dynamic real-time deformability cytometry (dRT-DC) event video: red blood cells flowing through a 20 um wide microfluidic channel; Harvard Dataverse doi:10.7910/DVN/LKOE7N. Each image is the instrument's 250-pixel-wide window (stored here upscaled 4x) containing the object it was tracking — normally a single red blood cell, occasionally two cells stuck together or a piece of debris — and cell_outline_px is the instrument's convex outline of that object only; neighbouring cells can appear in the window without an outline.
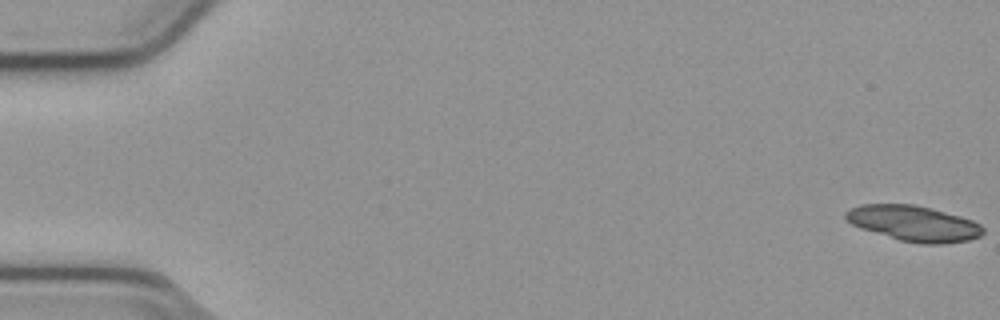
{"species": "common noctule bat (a hibernating species)", "species_latin": "Nyctalus noctula", "temperature_condition": "cold", "stored_images_in_passage": 14, "camera_frame_rate_fps": 3000, "um_per_image_px": 0.085, "animal": {"sex": "male", "body_mass_g": 23.1, "forearm_length_mm": 52.7}, "frame": {"image": 1, "passage_image": 1, "time_ms": 0.0, "image_size_px": [1000, 320], "cell_outline_px": [[984, 232], [980, 236], [968, 240], [944, 244], [920, 244], [900, 240], [860, 228], [852, 224], [844, 216], [844, 212], [860, 204], [916, 204], [960, 216], [972, 220], [980, 224], [984, 228]], "centroid_in_image_um": [77.68, 18.99], "position_along_channel_um": 7.3, "area_um2": 28.44}}